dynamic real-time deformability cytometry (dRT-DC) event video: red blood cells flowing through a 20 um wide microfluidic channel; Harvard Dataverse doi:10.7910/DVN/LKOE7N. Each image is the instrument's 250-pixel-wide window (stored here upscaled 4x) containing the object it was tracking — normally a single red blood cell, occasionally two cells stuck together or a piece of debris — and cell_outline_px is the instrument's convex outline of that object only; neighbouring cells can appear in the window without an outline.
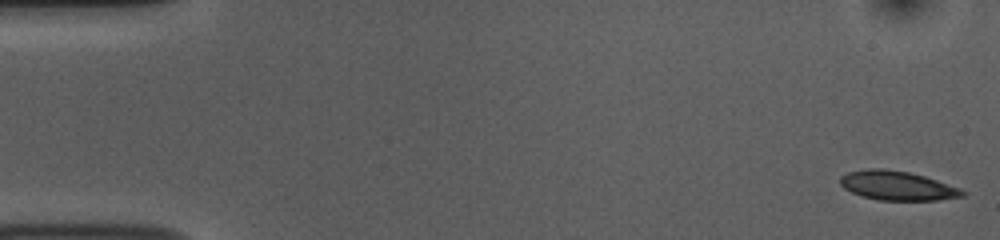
{"species": "common noctule bat (a hibernating species)", "species_latin": "Nyctalus noctula", "temperature_condition": "room temperature", "stored_images_in_passage": 53, "camera_frame_rate_fps": 3000, "um_per_image_px": 0.085, "animal": {"sex": "female", "body_mass_g": 10.0, "forearm_length_mm": 53.1}, "frame": {"image": 1, "passage_image": 1, "time_ms": 0.0, "image_size_px": [1000, 240], "cell_outline_px": [[968, 192], [964, 196], [936, 200], [880, 200], [864, 196], [852, 192], [844, 188], [840, 184], [840, 176], [848, 172], [868, 168], [884, 168], [908, 172], [924, 176], [960, 188]], "centroid_in_image_um": [76.27, 15.77], "position_along_channel_um": 8.7, "area_um2": 20.69}}
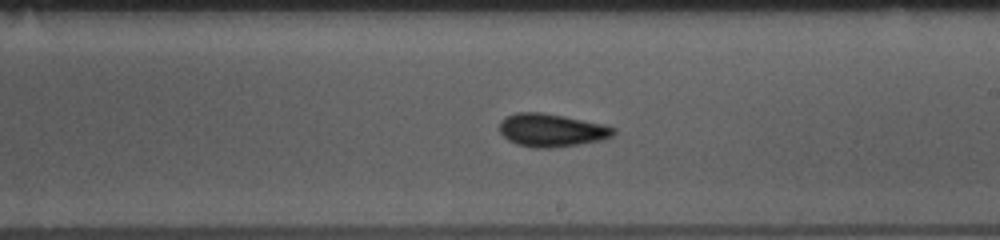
{"frame": {"image": 2, "passage_image": 30, "time_ms": 9.667, "image_size_px": [1000, 240], "cell_outline_px": [[616, 132], [612, 136], [600, 140], [580, 144], [552, 148], [532, 148], [516, 144], [508, 140], [500, 132], [500, 120], [504, 116], [516, 112], [540, 112], [564, 116], [608, 124], [616, 128]], "centroid_in_image_um": [46.89, 11.06], "position_along_channel_um": 242.1, "area_um2": 22.31}}
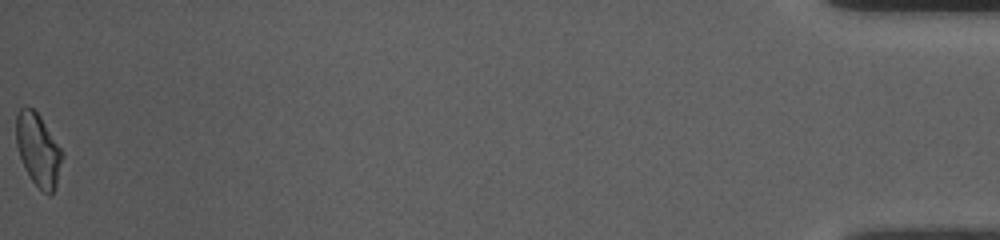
{"frame": {"image": 3, "passage_image": 53, "time_ms": 17.333, "image_size_px": [1000, 240], "cell_outline_px": [[64, 156], [56, 184], [52, 192], [48, 196], [32, 180], [24, 168], [16, 144], [16, 116], [20, 108], [32, 108], [40, 116], [64, 152]], "centroid_in_image_um": [3.25, 12.73], "position_along_channel_um": 431.9, "area_um2": 19.36}, "authors_computed_cell_mechanics": {"area_um2": 20.9236, "velocity_mm_per_s": 3.7563, "shape_relaxation_time_tau1_ms": 4.1228, "shape_relaxation_time_tau2_ms": 2.8116, "deformation_change_tau1": 0.1226, "deformation_change_tau2": 0.0747}}